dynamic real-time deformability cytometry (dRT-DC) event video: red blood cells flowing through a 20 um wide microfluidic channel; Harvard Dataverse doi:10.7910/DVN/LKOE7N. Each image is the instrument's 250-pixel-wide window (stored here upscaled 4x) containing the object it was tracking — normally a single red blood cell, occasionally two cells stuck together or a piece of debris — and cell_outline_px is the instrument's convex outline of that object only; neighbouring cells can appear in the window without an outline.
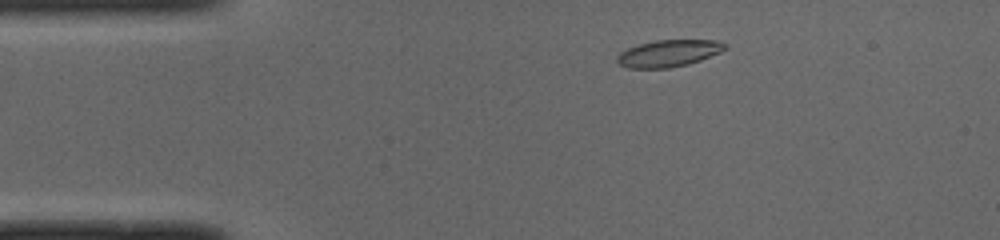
{"species": "common noctule bat (a hibernating species)", "species_latin": "Nyctalus noctula", "temperature_condition": "cold", "stored_images_in_passage": 47, "camera_frame_rate_fps": 3000, "um_per_image_px": 0.085, "animal": {"sex": "male", "body_mass_g": 19.0, "forearm_length_mm": 50.8}, "frame": {"image": 1, "passage_image": 5, "time_ms": 1.333, "image_size_px": [1000, 240], "cell_outline_px": [[728, 48], [720, 52], [700, 60], [688, 64], [668, 68], [628, 68], [620, 64], [616, 60], [616, 56], [620, 52], [628, 48], [640, 44], [656, 40], [720, 40], [728, 44]], "centroid_in_image_um": [56.86, 4.52], "position_along_channel_um": 28.1, "area_um2": 16.94}}
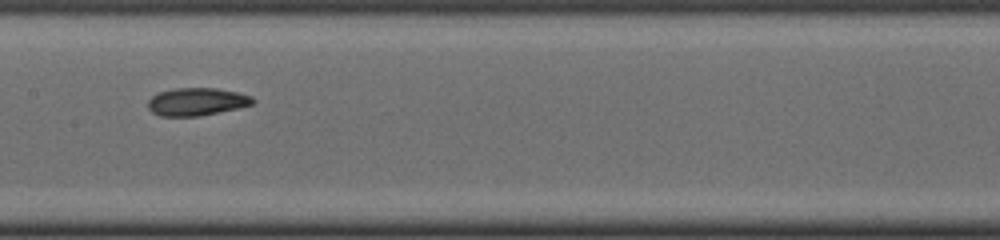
{"frame": {"image": 2, "passage_image": 21, "time_ms": 6.667, "image_size_px": [1000, 240], "cell_outline_px": [[256, 100], [252, 104], [236, 108], [200, 116], [160, 116], [152, 112], [148, 108], [148, 100], [152, 96], [160, 92], [176, 88], [216, 88], [236, 92], [252, 96]], "centroid_in_image_um": [16.71, 8.64], "position_along_channel_um": 190.7, "area_um2": 16.82}}
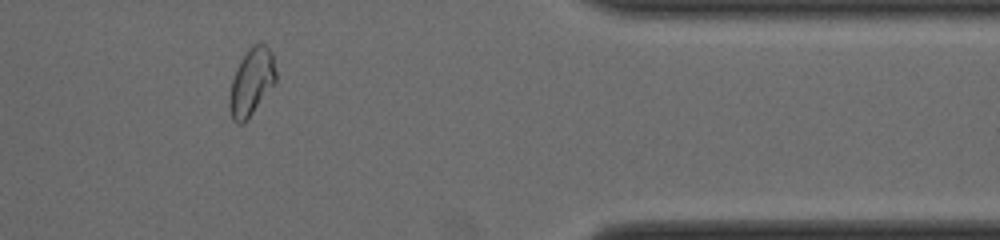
{"frame": {"image": 3, "passage_image": 38, "time_ms": 12.333, "image_size_px": [1000, 240], "cell_outline_px": [[276, 80], [252, 112], [240, 124], [236, 124], [232, 120], [228, 104], [228, 96], [232, 80], [236, 68], [240, 60], [248, 48], [252, 44], [264, 44], [272, 52], [276, 72]], "centroid_in_image_um": [21.34, 6.93], "position_along_channel_um": 390.1, "area_um2": 17.86}, "authors_computed_cell_mechanics": {"area_um2": 17.1088, "velocity_mm_per_s": 3.9751, "shape_relaxation_time_tau1_ms": 5.5473, "shape_relaxation_time_tau2_ms": 5.0578, "deformation_change_tau1": 0.1566, "deformation_change_tau2": 0.1056}}